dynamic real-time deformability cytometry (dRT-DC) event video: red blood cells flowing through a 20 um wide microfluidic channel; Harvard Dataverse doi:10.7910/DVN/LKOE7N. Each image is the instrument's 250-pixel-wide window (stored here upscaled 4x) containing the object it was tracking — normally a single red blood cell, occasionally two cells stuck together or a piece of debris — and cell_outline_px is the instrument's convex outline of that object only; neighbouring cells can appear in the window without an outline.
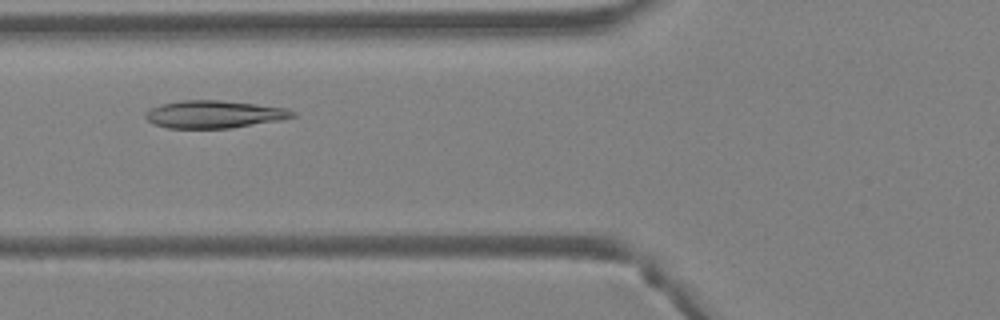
{"species": "Egyptian fruit bat (a non-hibernating species)", "species_latin": "Rousettus aegyptiacus", "temperature_condition": "warm", "stored_images_in_passage": 34, "camera_frame_rate_fps": 3000, "um_per_image_px": 0.085, "animal": {"sex": "female"}, "frame": {"image": 1, "passage_image": 7, "time_ms": 2.0, "image_size_px": [1000, 320], "cell_outline_px": [[296, 116], [280, 120], [232, 128], [168, 128], [152, 124], [144, 116], [144, 112], [160, 104], [180, 100], [220, 100], [256, 104], [284, 108], [296, 112]], "centroid_in_image_um": [18.17, 9.71], "position_along_channel_um": 107.6, "area_um2": 23.7}}
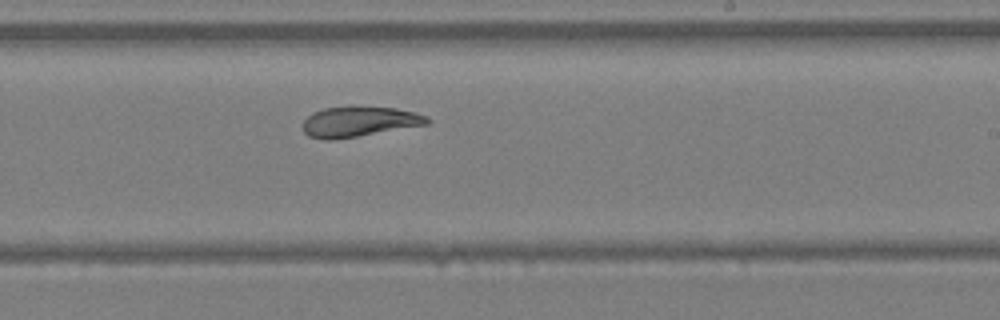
{"frame": {"image": 2, "passage_image": 17, "time_ms": 5.333, "image_size_px": [1000, 320], "cell_outline_px": [[432, 120], [428, 124], [356, 136], [328, 140], [308, 136], [304, 132], [304, 120], [312, 112], [324, 108], [396, 108], [416, 112], [428, 116]], "centroid_in_image_um": [30.56, 10.35], "position_along_channel_um": 258.4, "area_um2": 21.27}}
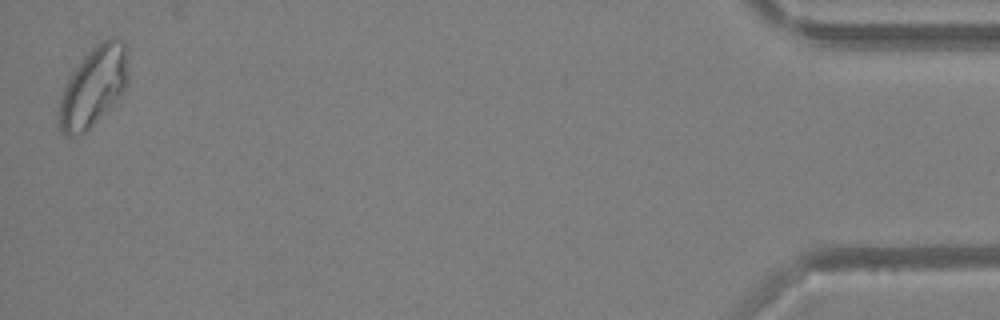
{"frame": {"image": 3, "passage_image": 34, "time_ms": 11.0, "image_size_px": [1000, 320], "cell_outline_px": [[128, 84], [124, 92], [84, 132], [72, 136], [64, 136], [60, 132], [56, 116], [60, 100], [68, 76], [80, 60], [100, 40], [112, 36], [116, 36], [124, 40], [128, 48]], "centroid_in_image_um": [7.95, 7.3], "position_along_channel_um": 427.3, "area_um2": 32.71}, "authors_computed_cell_mechanics": {"area_um2": 23.6113, "velocity_mm_per_s": 4.5407, "shape_relaxation_time_tau1_ms": 9.1146, "shape_relaxation_time_tau2_ms": 1.7071, "deformation_change_tau1": 0.2318, "deformation_change_tau2": 0.0885}}